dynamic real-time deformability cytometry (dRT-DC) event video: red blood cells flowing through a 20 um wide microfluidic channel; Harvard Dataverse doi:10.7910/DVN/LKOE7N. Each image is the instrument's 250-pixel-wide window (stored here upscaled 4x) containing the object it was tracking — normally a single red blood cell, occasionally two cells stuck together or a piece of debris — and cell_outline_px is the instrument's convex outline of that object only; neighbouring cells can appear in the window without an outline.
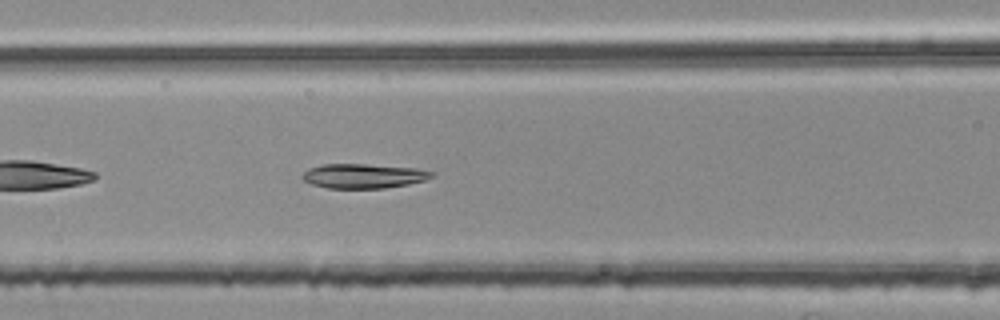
{"species": "common noctule bat (a hibernating species)", "species_latin": "Nyctalus noctula", "temperature_condition": "room temperature", "stored_images_in_passage": 35, "camera_frame_rate_fps": 3000, "um_per_image_px": 0.085, "animal": {"sex": "female", "body_mass_g": 25.1}, "frame": {"image": 1, "passage_image": 8, "time_ms": 2.333, "image_size_px": [1000, 320], "cell_outline_px": [[436, 176], [424, 180], [408, 184], [384, 188], [328, 188], [312, 184], [304, 180], [300, 176], [308, 168], [324, 164], [364, 164], [416, 168], [436, 172]], "centroid_in_image_um": [30.92, 14.95], "position_along_channel_um": 135.7, "area_um2": 18.5}}
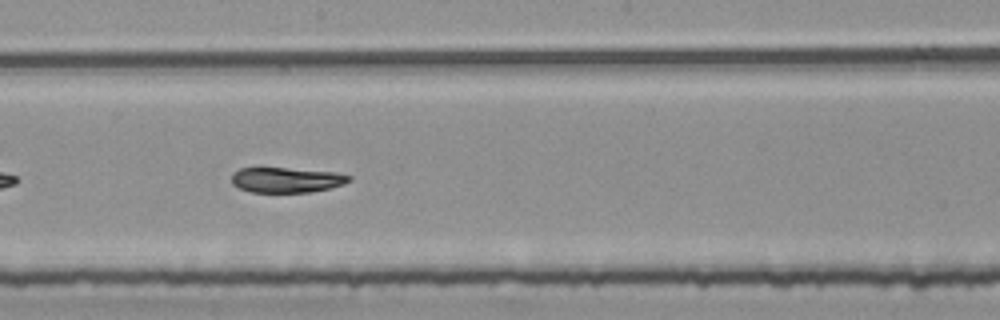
{"frame": {"image": 2, "passage_image": 15, "time_ms": 4.667, "image_size_px": [1000, 320], "cell_outline_px": [[352, 180], [344, 184], [328, 188], [308, 192], [252, 192], [240, 188], [232, 184], [232, 172], [240, 168], [288, 168], [336, 172], [352, 176]], "centroid_in_image_um": [24.36, 15.28], "position_along_channel_um": 223.8, "area_um2": 17.22}}
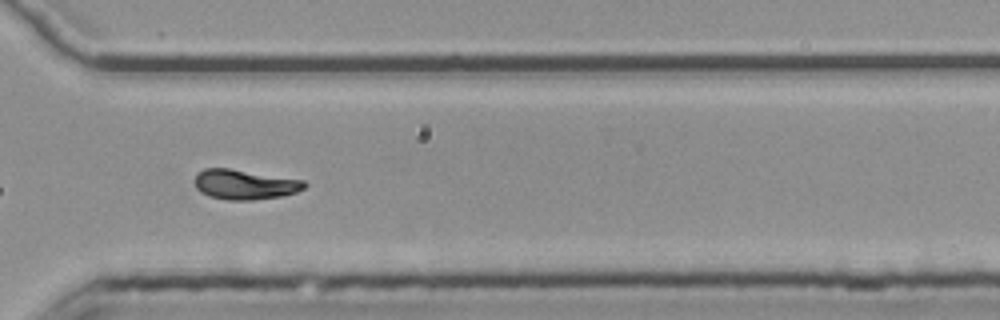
{"frame": {"image": 3, "passage_image": 25, "time_ms": 8.0, "image_size_px": [1000, 320], "cell_outline_px": [[308, 184], [304, 188], [296, 192], [284, 196], [252, 200], [228, 200], [208, 196], [200, 192], [196, 188], [196, 176], [204, 168], [228, 168], [304, 180]], "centroid_in_image_um": [20.82, 15.69], "position_along_channel_um": 349.8, "area_um2": 19.07}, "authors_computed_cell_mechanics": {"area_um2": 18.4382, "velocity_mm_per_s": 3.7821, "shape_relaxation_time_tau1_ms": 4.3009, "shape_relaxation_time_tau2_ms": 3.0273, "deformation_change_tau1": 0.2029, "deformation_change_tau2": 0.086}}